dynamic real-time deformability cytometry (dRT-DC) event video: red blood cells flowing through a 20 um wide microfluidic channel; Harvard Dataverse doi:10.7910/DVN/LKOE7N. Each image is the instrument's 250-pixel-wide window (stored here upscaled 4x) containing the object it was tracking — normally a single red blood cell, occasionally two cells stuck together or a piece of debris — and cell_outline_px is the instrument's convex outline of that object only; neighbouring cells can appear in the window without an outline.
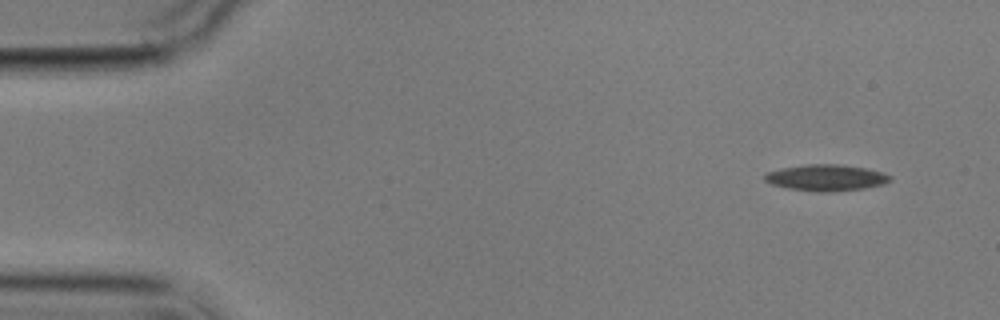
{"species": "common noctule bat (a hibernating species)", "species_latin": "Nyctalus noctula", "temperature_condition": "cold", "stored_images_in_passage": 4, "camera_frame_rate_fps": 3000, "um_per_image_px": 0.085, "animal": {"sex": "male", "body_mass_g": 17.9}, "frame": {"image": 1, "passage_image": 1, "time_ms": 0.0, "image_size_px": [1000, 320], "cell_outline_px": [[892, 180], [884, 184], [864, 188], [832, 192], [816, 192], [788, 188], [772, 184], [764, 180], [764, 176], [768, 172], [784, 168], [808, 164], [836, 164], [864, 168], [884, 172], [892, 176]], "centroid_in_image_um": [70.27, 15.11], "position_along_channel_um": 14.7, "area_um2": 19.13}}
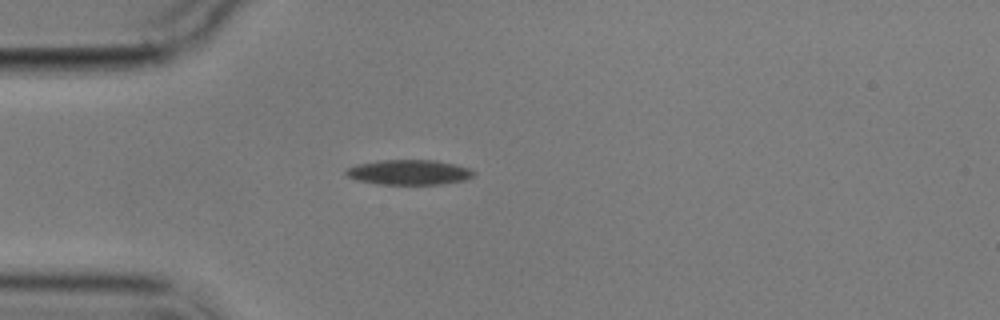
{"frame": {"image": 2, "passage_image": 4, "time_ms": 3.667, "image_size_px": [1000, 320], "cell_outline_px": [[476, 172], [472, 176], [464, 180], [440, 184], [376, 184], [356, 180], [348, 176], [344, 172], [348, 168], [356, 164], [376, 160], [436, 160], [456, 164], [468, 168]], "centroid_in_image_um": [34.74, 14.63], "position_along_channel_um": 50.3, "area_um2": 18.67}}